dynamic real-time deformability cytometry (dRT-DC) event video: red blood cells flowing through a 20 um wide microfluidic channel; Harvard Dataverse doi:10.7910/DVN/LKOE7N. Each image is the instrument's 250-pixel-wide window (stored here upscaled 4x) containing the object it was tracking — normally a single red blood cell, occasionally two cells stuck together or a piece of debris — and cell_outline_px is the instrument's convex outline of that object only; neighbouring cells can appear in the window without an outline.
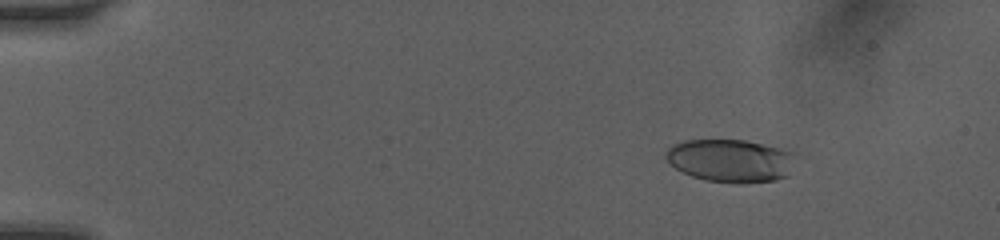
{"species": "human", "species_latin": "Homo sapiens", "temperature_condition": "room temperature", "stored_images_in_passage": 8, "segment_of_instrument_passage": [1, 2], "camera_frame_rate_fps": 3000, "um_per_image_px": 0.085, "donor": {"sex": "female"}, "frame": {"image": 1, "passage_image": 3, "time_ms": 1.667, "image_size_px": [1000, 240], "cell_outline_px": [[792, 152], [788, 176], [776, 180], [740, 184], [704, 180], [692, 176], [676, 168], [664, 156], [668, 148], [672, 144], [684, 140], [744, 140], [780, 148]], "centroid_in_image_um": [62.04, 13.66], "position_along_channel_um": 23.0, "area_um2": 32.14}}
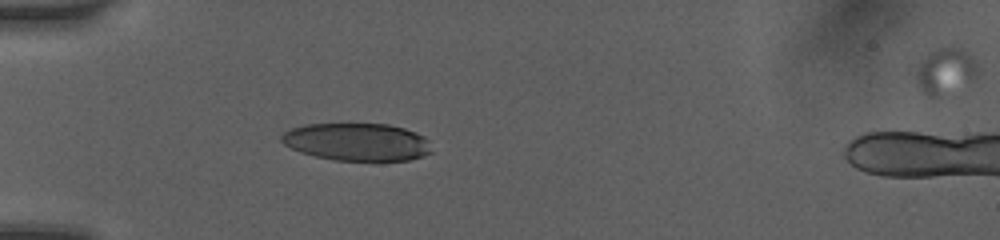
{"frame": {"image": 2, "passage_image": 7, "time_ms": 4.667, "image_size_px": [1000, 240], "cell_outline_px": [[432, 152], [424, 156], [408, 160], [336, 160], [316, 156], [300, 152], [284, 144], [280, 140], [280, 136], [284, 132], [292, 128], [304, 124], [388, 124], [404, 128], [416, 132], [424, 136], [428, 140]], "centroid_in_image_um": [30.36, 12.06], "position_along_channel_um": 54.6, "area_um2": 32.89}}